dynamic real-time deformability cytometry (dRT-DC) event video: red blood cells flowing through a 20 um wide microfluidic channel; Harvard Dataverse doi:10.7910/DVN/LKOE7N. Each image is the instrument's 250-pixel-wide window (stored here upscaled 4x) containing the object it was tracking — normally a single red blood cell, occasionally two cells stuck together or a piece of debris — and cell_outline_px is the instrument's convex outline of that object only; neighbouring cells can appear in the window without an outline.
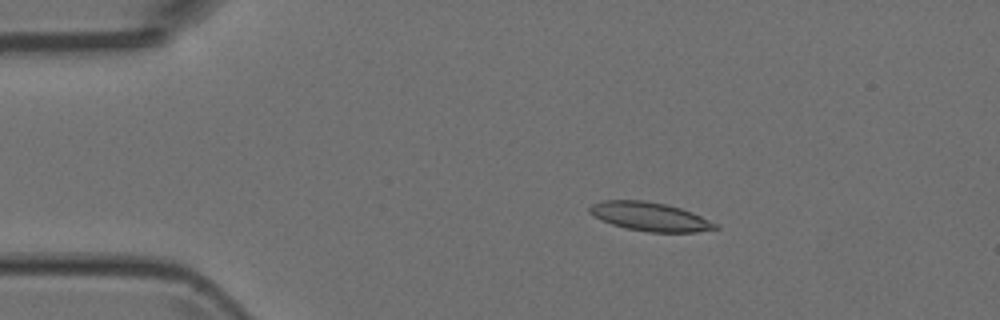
{"species": "Egyptian fruit bat (a non-hibernating species)", "species_latin": "Rousettus aegyptiacus", "temperature_condition": "room temperature", "stored_images_in_passage": 6, "camera_frame_rate_fps": 3000, "um_per_image_px": 0.085, "animal": {"sex": "female"}, "frame": {"image": 1, "passage_image": 3, "time_ms": 0.667, "image_size_px": [1000, 320], "cell_outline_px": [[720, 228], [696, 232], [648, 232], [624, 228], [600, 220], [592, 216], [588, 212], [588, 208], [592, 204], [600, 200], [644, 200], [664, 204], [680, 208], [692, 212], [720, 224]], "centroid_in_image_um": [55.23, 18.41], "position_along_channel_um": 29.8, "area_um2": 21.33}}